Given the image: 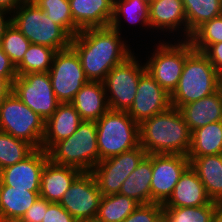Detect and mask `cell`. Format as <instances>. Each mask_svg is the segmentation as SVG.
Wrapping results in <instances>:
<instances>
[{"mask_svg":"<svg viewBox=\"0 0 222 222\" xmlns=\"http://www.w3.org/2000/svg\"><path fill=\"white\" fill-rule=\"evenodd\" d=\"M163 218V204L150 203L138 205L123 222H159Z\"/></svg>","mask_w":222,"mask_h":222,"instance_id":"cell-37","label":"cell"},{"mask_svg":"<svg viewBox=\"0 0 222 222\" xmlns=\"http://www.w3.org/2000/svg\"><path fill=\"white\" fill-rule=\"evenodd\" d=\"M152 154H148L122 183L120 195L127 196L139 205L151 203Z\"/></svg>","mask_w":222,"mask_h":222,"instance_id":"cell-26","label":"cell"},{"mask_svg":"<svg viewBox=\"0 0 222 222\" xmlns=\"http://www.w3.org/2000/svg\"><path fill=\"white\" fill-rule=\"evenodd\" d=\"M1 186H2V180L0 178V194H1Z\"/></svg>","mask_w":222,"mask_h":222,"instance_id":"cell-48","label":"cell"},{"mask_svg":"<svg viewBox=\"0 0 222 222\" xmlns=\"http://www.w3.org/2000/svg\"><path fill=\"white\" fill-rule=\"evenodd\" d=\"M187 18V40L204 22L222 15V0H182Z\"/></svg>","mask_w":222,"mask_h":222,"instance_id":"cell-28","label":"cell"},{"mask_svg":"<svg viewBox=\"0 0 222 222\" xmlns=\"http://www.w3.org/2000/svg\"><path fill=\"white\" fill-rule=\"evenodd\" d=\"M77 222H96V221H77Z\"/></svg>","mask_w":222,"mask_h":222,"instance_id":"cell-49","label":"cell"},{"mask_svg":"<svg viewBox=\"0 0 222 222\" xmlns=\"http://www.w3.org/2000/svg\"><path fill=\"white\" fill-rule=\"evenodd\" d=\"M193 49L204 52L211 44L222 42V15L204 22L189 39Z\"/></svg>","mask_w":222,"mask_h":222,"instance_id":"cell-35","label":"cell"},{"mask_svg":"<svg viewBox=\"0 0 222 222\" xmlns=\"http://www.w3.org/2000/svg\"><path fill=\"white\" fill-rule=\"evenodd\" d=\"M50 203L39 197L18 222H42L44 209H47Z\"/></svg>","mask_w":222,"mask_h":222,"instance_id":"cell-39","label":"cell"},{"mask_svg":"<svg viewBox=\"0 0 222 222\" xmlns=\"http://www.w3.org/2000/svg\"><path fill=\"white\" fill-rule=\"evenodd\" d=\"M121 16L131 23L140 22L142 27L150 28L149 5L142 0H114L113 17L110 27L121 30Z\"/></svg>","mask_w":222,"mask_h":222,"instance_id":"cell-30","label":"cell"},{"mask_svg":"<svg viewBox=\"0 0 222 222\" xmlns=\"http://www.w3.org/2000/svg\"><path fill=\"white\" fill-rule=\"evenodd\" d=\"M213 222H222V204L218 205L213 217Z\"/></svg>","mask_w":222,"mask_h":222,"instance_id":"cell-45","label":"cell"},{"mask_svg":"<svg viewBox=\"0 0 222 222\" xmlns=\"http://www.w3.org/2000/svg\"><path fill=\"white\" fill-rule=\"evenodd\" d=\"M35 148L27 141L0 131V170L23 161Z\"/></svg>","mask_w":222,"mask_h":222,"instance_id":"cell-34","label":"cell"},{"mask_svg":"<svg viewBox=\"0 0 222 222\" xmlns=\"http://www.w3.org/2000/svg\"><path fill=\"white\" fill-rule=\"evenodd\" d=\"M139 204L133 199L117 194L102 196L96 222H123Z\"/></svg>","mask_w":222,"mask_h":222,"instance_id":"cell-29","label":"cell"},{"mask_svg":"<svg viewBox=\"0 0 222 222\" xmlns=\"http://www.w3.org/2000/svg\"><path fill=\"white\" fill-rule=\"evenodd\" d=\"M8 14L11 15L7 11L0 10V43H1V40L3 38L6 28L11 24V17L9 16L7 17Z\"/></svg>","mask_w":222,"mask_h":222,"instance_id":"cell-44","label":"cell"},{"mask_svg":"<svg viewBox=\"0 0 222 222\" xmlns=\"http://www.w3.org/2000/svg\"><path fill=\"white\" fill-rule=\"evenodd\" d=\"M219 90H220V92H221V94H222V77H221V80H220Z\"/></svg>","mask_w":222,"mask_h":222,"instance_id":"cell-46","label":"cell"},{"mask_svg":"<svg viewBox=\"0 0 222 222\" xmlns=\"http://www.w3.org/2000/svg\"><path fill=\"white\" fill-rule=\"evenodd\" d=\"M11 23L33 44L55 51L70 47L72 37L32 0L22 3L11 14Z\"/></svg>","mask_w":222,"mask_h":222,"instance_id":"cell-5","label":"cell"},{"mask_svg":"<svg viewBox=\"0 0 222 222\" xmlns=\"http://www.w3.org/2000/svg\"><path fill=\"white\" fill-rule=\"evenodd\" d=\"M69 4L72 19L81 30L111 23L114 0H69Z\"/></svg>","mask_w":222,"mask_h":222,"instance_id":"cell-19","label":"cell"},{"mask_svg":"<svg viewBox=\"0 0 222 222\" xmlns=\"http://www.w3.org/2000/svg\"><path fill=\"white\" fill-rule=\"evenodd\" d=\"M47 153L54 164L91 172L99 163L96 121H83L70 137L55 143Z\"/></svg>","mask_w":222,"mask_h":222,"instance_id":"cell-4","label":"cell"},{"mask_svg":"<svg viewBox=\"0 0 222 222\" xmlns=\"http://www.w3.org/2000/svg\"><path fill=\"white\" fill-rule=\"evenodd\" d=\"M139 62L133 52L106 75L103 84L111 110L127 112L131 108L140 76L146 71L145 65Z\"/></svg>","mask_w":222,"mask_h":222,"instance_id":"cell-9","label":"cell"},{"mask_svg":"<svg viewBox=\"0 0 222 222\" xmlns=\"http://www.w3.org/2000/svg\"><path fill=\"white\" fill-rule=\"evenodd\" d=\"M188 158L208 197L222 204V154Z\"/></svg>","mask_w":222,"mask_h":222,"instance_id":"cell-24","label":"cell"},{"mask_svg":"<svg viewBox=\"0 0 222 222\" xmlns=\"http://www.w3.org/2000/svg\"><path fill=\"white\" fill-rule=\"evenodd\" d=\"M177 42H160L157 48L153 49L155 51L151 53L152 56L144 63L147 72L169 94L177 87L185 59L194 50L189 40L182 39Z\"/></svg>","mask_w":222,"mask_h":222,"instance_id":"cell-8","label":"cell"},{"mask_svg":"<svg viewBox=\"0 0 222 222\" xmlns=\"http://www.w3.org/2000/svg\"><path fill=\"white\" fill-rule=\"evenodd\" d=\"M114 28L82 29L71 39V47L78 54L89 81L103 82L109 71L122 63L132 52Z\"/></svg>","mask_w":222,"mask_h":222,"instance_id":"cell-1","label":"cell"},{"mask_svg":"<svg viewBox=\"0 0 222 222\" xmlns=\"http://www.w3.org/2000/svg\"><path fill=\"white\" fill-rule=\"evenodd\" d=\"M189 166L187 155L152 154L151 203L164 204Z\"/></svg>","mask_w":222,"mask_h":222,"instance_id":"cell-14","label":"cell"},{"mask_svg":"<svg viewBox=\"0 0 222 222\" xmlns=\"http://www.w3.org/2000/svg\"><path fill=\"white\" fill-rule=\"evenodd\" d=\"M102 194L91 172H81L59 204L77 221H95Z\"/></svg>","mask_w":222,"mask_h":222,"instance_id":"cell-13","label":"cell"},{"mask_svg":"<svg viewBox=\"0 0 222 222\" xmlns=\"http://www.w3.org/2000/svg\"><path fill=\"white\" fill-rule=\"evenodd\" d=\"M49 161L48 153L35 149L23 161L0 170V178L6 186L40 192L41 173Z\"/></svg>","mask_w":222,"mask_h":222,"instance_id":"cell-16","label":"cell"},{"mask_svg":"<svg viewBox=\"0 0 222 222\" xmlns=\"http://www.w3.org/2000/svg\"><path fill=\"white\" fill-rule=\"evenodd\" d=\"M143 2L147 3L148 5L153 2L154 0H142Z\"/></svg>","mask_w":222,"mask_h":222,"instance_id":"cell-47","label":"cell"},{"mask_svg":"<svg viewBox=\"0 0 222 222\" xmlns=\"http://www.w3.org/2000/svg\"><path fill=\"white\" fill-rule=\"evenodd\" d=\"M191 132L212 122L222 121V94L220 90L179 109Z\"/></svg>","mask_w":222,"mask_h":222,"instance_id":"cell-23","label":"cell"},{"mask_svg":"<svg viewBox=\"0 0 222 222\" xmlns=\"http://www.w3.org/2000/svg\"><path fill=\"white\" fill-rule=\"evenodd\" d=\"M47 16L60 25L71 37L77 35L81 29L72 19L69 0H32Z\"/></svg>","mask_w":222,"mask_h":222,"instance_id":"cell-33","label":"cell"},{"mask_svg":"<svg viewBox=\"0 0 222 222\" xmlns=\"http://www.w3.org/2000/svg\"><path fill=\"white\" fill-rule=\"evenodd\" d=\"M149 21L150 28L163 32L173 33L181 28L187 40V18L182 0H154L149 4Z\"/></svg>","mask_w":222,"mask_h":222,"instance_id":"cell-20","label":"cell"},{"mask_svg":"<svg viewBox=\"0 0 222 222\" xmlns=\"http://www.w3.org/2000/svg\"><path fill=\"white\" fill-rule=\"evenodd\" d=\"M53 92L60 103H70L89 80L86 78L80 58L70 46L56 51L49 70Z\"/></svg>","mask_w":222,"mask_h":222,"instance_id":"cell-10","label":"cell"},{"mask_svg":"<svg viewBox=\"0 0 222 222\" xmlns=\"http://www.w3.org/2000/svg\"><path fill=\"white\" fill-rule=\"evenodd\" d=\"M219 204L212 201L197 207H163V219L165 222H213Z\"/></svg>","mask_w":222,"mask_h":222,"instance_id":"cell-32","label":"cell"},{"mask_svg":"<svg viewBox=\"0 0 222 222\" xmlns=\"http://www.w3.org/2000/svg\"><path fill=\"white\" fill-rule=\"evenodd\" d=\"M80 173L77 168L54 164L49 160L41 173L40 198L59 203Z\"/></svg>","mask_w":222,"mask_h":222,"instance_id":"cell-21","label":"cell"},{"mask_svg":"<svg viewBox=\"0 0 222 222\" xmlns=\"http://www.w3.org/2000/svg\"><path fill=\"white\" fill-rule=\"evenodd\" d=\"M12 92L44 121L53 115L60 104L48 72L17 75L12 83Z\"/></svg>","mask_w":222,"mask_h":222,"instance_id":"cell-11","label":"cell"},{"mask_svg":"<svg viewBox=\"0 0 222 222\" xmlns=\"http://www.w3.org/2000/svg\"><path fill=\"white\" fill-rule=\"evenodd\" d=\"M30 44L31 42L12 23L6 28L0 43L2 50L15 67L23 60Z\"/></svg>","mask_w":222,"mask_h":222,"instance_id":"cell-36","label":"cell"},{"mask_svg":"<svg viewBox=\"0 0 222 222\" xmlns=\"http://www.w3.org/2000/svg\"><path fill=\"white\" fill-rule=\"evenodd\" d=\"M0 131L40 149L45 121L11 92L0 104Z\"/></svg>","mask_w":222,"mask_h":222,"instance_id":"cell-7","label":"cell"},{"mask_svg":"<svg viewBox=\"0 0 222 222\" xmlns=\"http://www.w3.org/2000/svg\"><path fill=\"white\" fill-rule=\"evenodd\" d=\"M12 92V84L0 75V104Z\"/></svg>","mask_w":222,"mask_h":222,"instance_id":"cell-43","label":"cell"},{"mask_svg":"<svg viewBox=\"0 0 222 222\" xmlns=\"http://www.w3.org/2000/svg\"><path fill=\"white\" fill-rule=\"evenodd\" d=\"M221 77L203 52L193 50L186 57L178 85L170 94L171 106L180 109L215 93Z\"/></svg>","mask_w":222,"mask_h":222,"instance_id":"cell-3","label":"cell"},{"mask_svg":"<svg viewBox=\"0 0 222 222\" xmlns=\"http://www.w3.org/2000/svg\"><path fill=\"white\" fill-rule=\"evenodd\" d=\"M82 122L71 103H60L53 115L45 121L42 149L47 152L58 141L70 137Z\"/></svg>","mask_w":222,"mask_h":222,"instance_id":"cell-17","label":"cell"},{"mask_svg":"<svg viewBox=\"0 0 222 222\" xmlns=\"http://www.w3.org/2000/svg\"><path fill=\"white\" fill-rule=\"evenodd\" d=\"M170 107V94L146 70L140 76L136 97L127 111L129 116L140 125L143 121Z\"/></svg>","mask_w":222,"mask_h":222,"instance_id":"cell-15","label":"cell"},{"mask_svg":"<svg viewBox=\"0 0 222 222\" xmlns=\"http://www.w3.org/2000/svg\"><path fill=\"white\" fill-rule=\"evenodd\" d=\"M222 154V121L212 122L192 131L187 157Z\"/></svg>","mask_w":222,"mask_h":222,"instance_id":"cell-27","label":"cell"},{"mask_svg":"<svg viewBox=\"0 0 222 222\" xmlns=\"http://www.w3.org/2000/svg\"><path fill=\"white\" fill-rule=\"evenodd\" d=\"M211 202L197 173L189 166L179 178L172 195L163 207H197Z\"/></svg>","mask_w":222,"mask_h":222,"instance_id":"cell-18","label":"cell"},{"mask_svg":"<svg viewBox=\"0 0 222 222\" xmlns=\"http://www.w3.org/2000/svg\"><path fill=\"white\" fill-rule=\"evenodd\" d=\"M140 145L147 154L188 155L192 132L181 111L170 107L139 125Z\"/></svg>","mask_w":222,"mask_h":222,"instance_id":"cell-2","label":"cell"},{"mask_svg":"<svg viewBox=\"0 0 222 222\" xmlns=\"http://www.w3.org/2000/svg\"><path fill=\"white\" fill-rule=\"evenodd\" d=\"M55 52L50 47L31 43L23 56V60L16 67L17 75L49 72Z\"/></svg>","mask_w":222,"mask_h":222,"instance_id":"cell-31","label":"cell"},{"mask_svg":"<svg viewBox=\"0 0 222 222\" xmlns=\"http://www.w3.org/2000/svg\"><path fill=\"white\" fill-rule=\"evenodd\" d=\"M40 192L6 186L2 183L0 194V222H18Z\"/></svg>","mask_w":222,"mask_h":222,"instance_id":"cell-25","label":"cell"},{"mask_svg":"<svg viewBox=\"0 0 222 222\" xmlns=\"http://www.w3.org/2000/svg\"><path fill=\"white\" fill-rule=\"evenodd\" d=\"M96 126L99 162L140 145L139 124L126 111L109 109Z\"/></svg>","mask_w":222,"mask_h":222,"instance_id":"cell-6","label":"cell"},{"mask_svg":"<svg viewBox=\"0 0 222 222\" xmlns=\"http://www.w3.org/2000/svg\"><path fill=\"white\" fill-rule=\"evenodd\" d=\"M147 155L146 150L139 145L119 155L101 160L91 173L102 196L119 193L122 183Z\"/></svg>","mask_w":222,"mask_h":222,"instance_id":"cell-12","label":"cell"},{"mask_svg":"<svg viewBox=\"0 0 222 222\" xmlns=\"http://www.w3.org/2000/svg\"><path fill=\"white\" fill-rule=\"evenodd\" d=\"M83 121H97L110 108L103 82L88 81L70 102Z\"/></svg>","mask_w":222,"mask_h":222,"instance_id":"cell-22","label":"cell"},{"mask_svg":"<svg viewBox=\"0 0 222 222\" xmlns=\"http://www.w3.org/2000/svg\"><path fill=\"white\" fill-rule=\"evenodd\" d=\"M42 222H77V220L59 203L51 202L44 209Z\"/></svg>","mask_w":222,"mask_h":222,"instance_id":"cell-38","label":"cell"},{"mask_svg":"<svg viewBox=\"0 0 222 222\" xmlns=\"http://www.w3.org/2000/svg\"><path fill=\"white\" fill-rule=\"evenodd\" d=\"M0 75L5 77L11 84L17 77L16 67L12 64L9 57L2 50L0 45Z\"/></svg>","mask_w":222,"mask_h":222,"instance_id":"cell-41","label":"cell"},{"mask_svg":"<svg viewBox=\"0 0 222 222\" xmlns=\"http://www.w3.org/2000/svg\"><path fill=\"white\" fill-rule=\"evenodd\" d=\"M203 53L222 76V42L211 44Z\"/></svg>","mask_w":222,"mask_h":222,"instance_id":"cell-40","label":"cell"},{"mask_svg":"<svg viewBox=\"0 0 222 222\" xmlns=\"http://www.w3.org/2000/svg\"><path fill=\"white\" fill-rule=\"evenodd\" d=\"M28 0H0V10L13 13L22 3Z\"/></svg>","mask_w":222,"mask_h":222,"instance_id":"cell-42","label":"cell"}]
</instances>
